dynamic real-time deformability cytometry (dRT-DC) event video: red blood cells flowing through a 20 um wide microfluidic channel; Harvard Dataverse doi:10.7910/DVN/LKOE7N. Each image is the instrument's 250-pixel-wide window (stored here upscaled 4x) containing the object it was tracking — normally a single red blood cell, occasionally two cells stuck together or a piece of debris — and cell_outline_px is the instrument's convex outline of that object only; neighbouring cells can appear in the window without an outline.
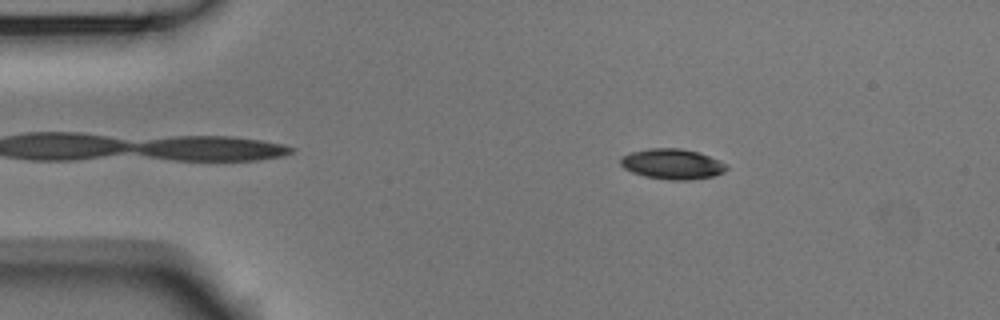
{"species": "Egyptian fruit bat (a non-hibernating species)", "species_latin": "Rousettus aegyptiacus", "temperature_condition": "room temperature", "stored_images_in_passage": 6, "camera_frame_rate_fps": 3000, "um_per_image_px": 0.085, "animal": {"sex": "male"}, "frame": {"image": 1, "passage_image": 3, "time_ms": 0.667, "image_size_px": [1000, 320], "cell_outline_px": [[728, 168], [724, 172], [712, 176], [688, 180], [668, 180], [644, 176], [632, 172], [624, 168], [620, 164], [620, 156], [628, 152], [648, 148], [680, 148], [700, 152], [728, 164]], "centroid_in_image_um": [57.12, 13.93], "position_along_channel_um": 27.9, "area_um2": 19.02}}
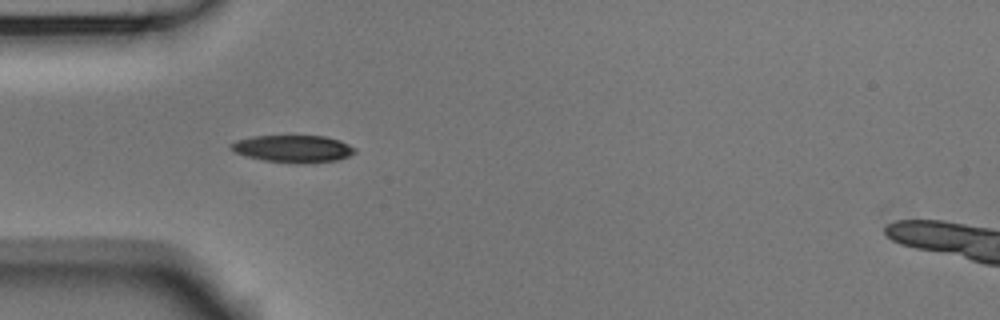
{"frame": {"image": 2, "passage_image": 5, "time_ms": 1.333, "image_size_px": [1000, 320], "cell_outline_px": [[356, 152], [348, 156], [336, 160], [300, 164], [296, 164], [264, 160], [248, 156], [236, 152], [232, 148], [232, 144], [236, 140], [252, 136], [324, 136], [340, 140], [356, 148]], "centroid_in_image_um": [24.96, 12.64], "position_along_channel_um": 60.0, "area_um2": 19.48}}
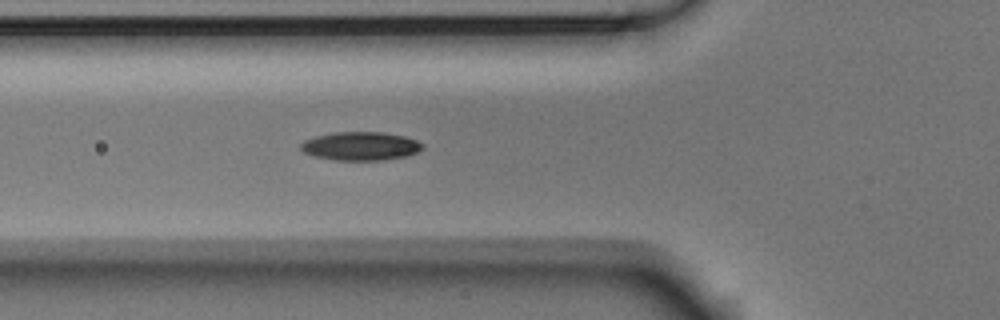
{"frame": {"image": 3, "passage_image": 6, "time_ms": 1.667, "image_size_px": [1000, 320], "cell_outline_px": [[424, 148], [416, 152], [404, 156], [384, 160], [332, 160], [312, 156], [304, 152], [300, 148], [300, 144], [304, 140], [316, 136], [332, 132], [384, 132], [404, 136], [416, 140], [424, 144]], "centroid_in_image_um": [30.62, 12.41], "position_along_channel_um": 95.2, "area_um2": 20.35}}